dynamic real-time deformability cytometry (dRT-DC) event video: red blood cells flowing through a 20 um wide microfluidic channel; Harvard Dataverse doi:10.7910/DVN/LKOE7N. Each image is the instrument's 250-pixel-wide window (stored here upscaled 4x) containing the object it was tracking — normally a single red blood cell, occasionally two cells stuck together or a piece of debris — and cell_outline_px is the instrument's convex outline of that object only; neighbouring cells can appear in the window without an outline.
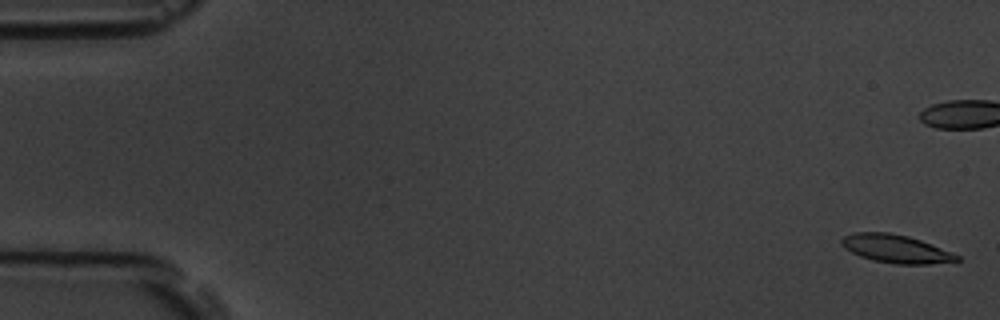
{"species": "common noctule bat (a hibernating species)", "species_latin": "Nyctalus noctula", "temperature_condition": "room temperature", "stored_images_in_passage": 7, "camera_frame_rate_fps": 3000, "um_per_image_px": 0.085, "animal": {"sex": "male", "body_mass_g": 19.5, "forearm_length_mm": 54.6}, "frame": {"image": 1, "passage_image": 1, "time_ms": 0.0, "image_size_px": [1000, 320], "cell_outline_px": [[960, 260], [928, 264], [896, 264], [872, 260], [860, 256], [844, 248], [840, 244], [840, 240], [844, 236], [856, 232], [888, 232], [908, 236], [920, 240], [960, 256]], "centroid_in_image_um": [76.1, 21.14], "position_along_channel_um": 8.9, "area_um2": 18.73}}
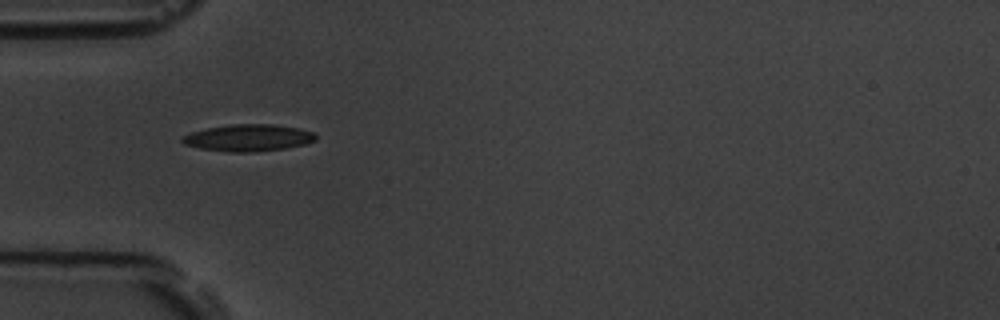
{"frame": {"image": 2, "passage_image": 6, "time_ms": 6.667, "image_size_px": [1000, 320], "cell_outline_px": [[316, 140], [304, 144], [284, 148], [252, 152], [232, 152], [200, 148], [184, 144], [180, 140], [180, 136], [192, 132], [208, 128], [228, 124], [272, 124], [300, 128], [316, 132]], "centroid_in_image_um": [21.11, 11.7], "position_along_channel_um": 63.9, "area_um2": 20.92}}
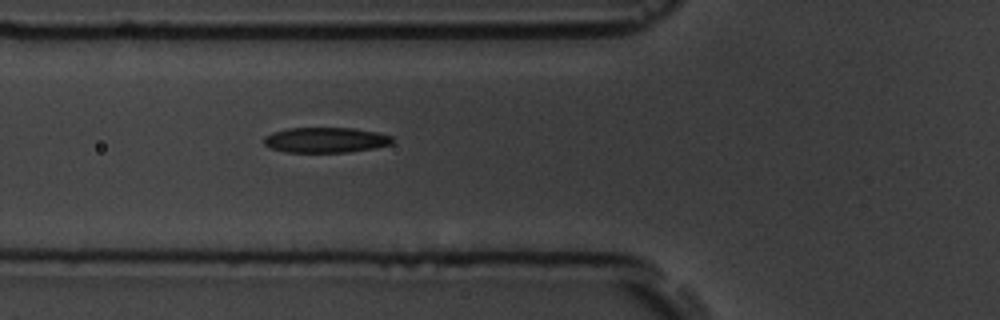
{"frame": {"image": 3, "passage_image": 7, "time_ms": 7.667, "image_size_px": [1000, 320], "cell_outline_px": [[392, 144], [376, 148], [348, 152], [284, 152], [272, 148], [264, 144], [264, 136], [272, 132], [288, 128], [352, 128], [376, 132], [392, 136]], "centroid_in_image_um": [27.67, 11.9], "position_along_channel_um": 98.1, "area_um2": 18.96}}